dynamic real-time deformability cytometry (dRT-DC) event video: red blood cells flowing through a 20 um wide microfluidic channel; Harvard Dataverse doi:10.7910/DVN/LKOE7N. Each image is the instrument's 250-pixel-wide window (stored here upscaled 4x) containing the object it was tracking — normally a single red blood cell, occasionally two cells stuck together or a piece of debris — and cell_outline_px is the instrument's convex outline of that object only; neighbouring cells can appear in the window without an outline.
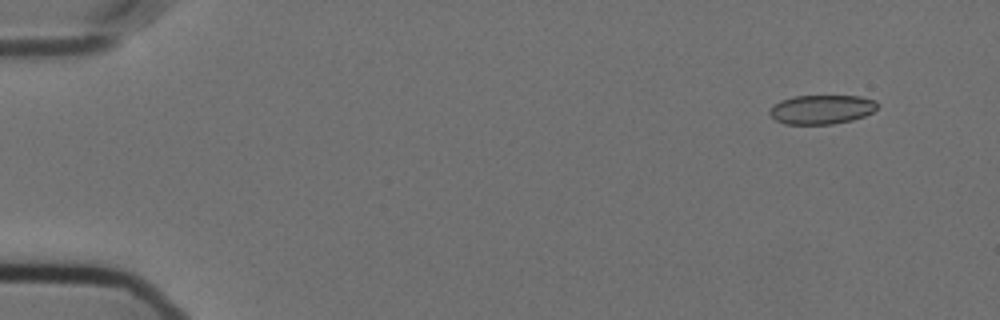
{"species": "Egyptian fruit bat (a non-hibernating species)", "species_latin": "Rousettus aegyptiacus", "temperature_condition": "cold", "stored_images_in_passage": 10, "camera_frame_rate_fps": 3000, "um_per_image_px": 0.085, "animal": {"sex": "female"}, "frame": {"image": 1, "passage_image": 2, "time_ms": 0.333, "image_size_px": [1000, 320], "cell_outline_px": [[880, 104], [872, 112], [864, 116], [852, 120], [832, 124], [784, 124], [776, 120], [768, 112], [772, 104], [780, 100], [792, 96], [860, 96], [876, 100]], "centroid_in_image_um": [69.83, 9.29], "position_along_channel_um": 15.2, "area_um2": 18.5}}